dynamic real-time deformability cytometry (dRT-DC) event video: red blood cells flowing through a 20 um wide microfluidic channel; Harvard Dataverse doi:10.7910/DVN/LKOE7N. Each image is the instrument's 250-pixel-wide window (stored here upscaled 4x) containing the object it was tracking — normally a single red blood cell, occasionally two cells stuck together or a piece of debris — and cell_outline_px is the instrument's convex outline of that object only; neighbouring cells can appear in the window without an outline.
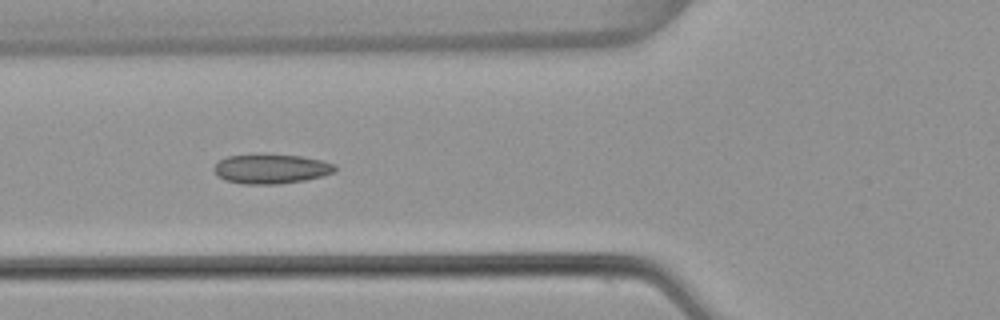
{"species": "common noctule bat (a hibernating species)", "species_latin": "Nyctalus noctula", "temperature_condition": "warm", "stored_images_in_passage": 6, "camera_frame_rate_fps": 3000, "um_per_image_px": 0.085, "animal": {"sex": "female", "body_mass_g": 22.7, "forearm_length_mm": 54.2}, "frame": {"image": 1, "passage_image": 5, "time_ms": 1.333, "image_size_px": [1000, 320], "cell_outline_px": [[336, 172], [324, 176], [304, 180], [280, 184], [244, 184], [224, 180], [216, 176], [212, 168], [220, 160], [228, 156], [300, 156], [320, 160], [336, 164]], "centroid_in_image_um": [23.06, 14.39], "position_along_channel_um": 102.7, "area_um2": 20.46}}
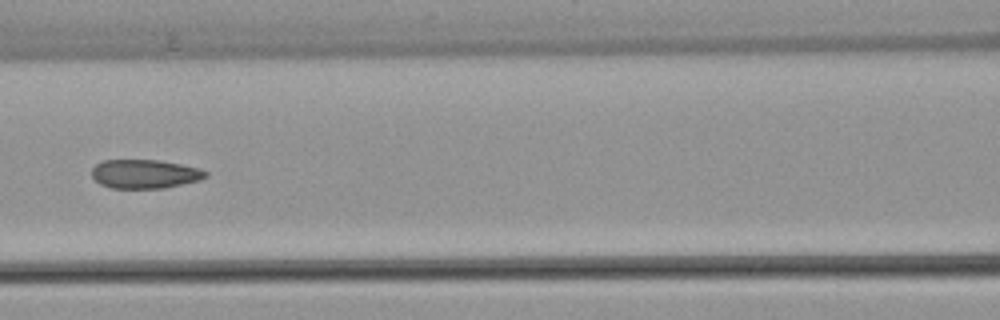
{"frame": {"image": 2, "passage_image": 6, "time_ms": 1.667, "image_size_px": [1000, 320], "cell_outline_px": [[208, 176], [200, 180], [164, 188], [112, 188], [100, 184], [92, 176], [92, 168], [96, 164], [104, 160], [160, 160], [200, 168], [208, 172]], "centroid_in_image_um": [12.33, 14.78], "position_along_channel_um": 154.3, "area_um2": 19.19}}